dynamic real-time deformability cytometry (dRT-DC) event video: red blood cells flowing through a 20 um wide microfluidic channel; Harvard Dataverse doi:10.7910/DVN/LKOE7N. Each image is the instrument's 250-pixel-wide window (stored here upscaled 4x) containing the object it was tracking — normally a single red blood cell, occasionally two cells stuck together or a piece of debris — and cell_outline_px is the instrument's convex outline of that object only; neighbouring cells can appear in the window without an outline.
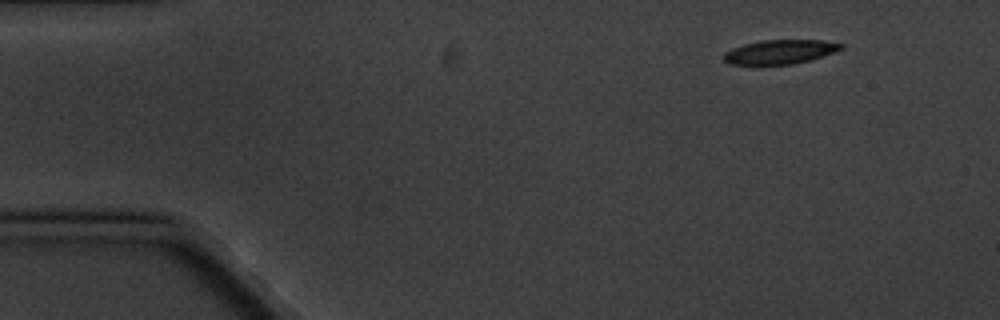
{"species": "common noctule bat (a hibernating species)", "species_latin": "Nyctalus noctula", "temperature_condition": "cold", "stored_images_in_passage": 4, "camera_frame_rate_fps": 3000, "um_per_image_px": 0.085, "animal": {"sex": "male", "body_mass_g": 20.1, "forearm_length_mm": 53.5}, "frame": {"image": 1, "passage_image": 1, "time_ms": 0.0, "image_size_px": [1000, 320], "cell_outline_px": [[844, 48], [808, 60], [792, 64], [728, 64], [724, 60], [724, 52], [732, 48], [744, 44], [760, 40], [820, 40], [844, 44]], "centroid_in_image_um": [66.26, 4.39], "position_along_channel_um": 18.7, "area_um2": 16.24}}
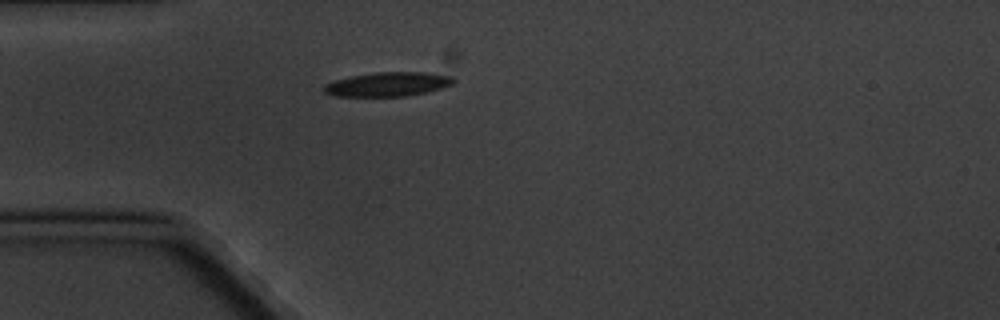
{"frame": {"image": 2, "passage_image": 4, "time_ms": 3.333, "image_size_px": [1000, 320], "cell_outline_px": [[456, 80], [452, 84], [440, 88], [408, 96], [336, 96], [324, 92], [324, 84], [336, 80], [352, 76], [372, 72], [428, 72], [452, 76]], "centroid_in_image_um": [32.98, 7.15], "position_along_channel_um": 52.0, "area_um2": 18.15}}